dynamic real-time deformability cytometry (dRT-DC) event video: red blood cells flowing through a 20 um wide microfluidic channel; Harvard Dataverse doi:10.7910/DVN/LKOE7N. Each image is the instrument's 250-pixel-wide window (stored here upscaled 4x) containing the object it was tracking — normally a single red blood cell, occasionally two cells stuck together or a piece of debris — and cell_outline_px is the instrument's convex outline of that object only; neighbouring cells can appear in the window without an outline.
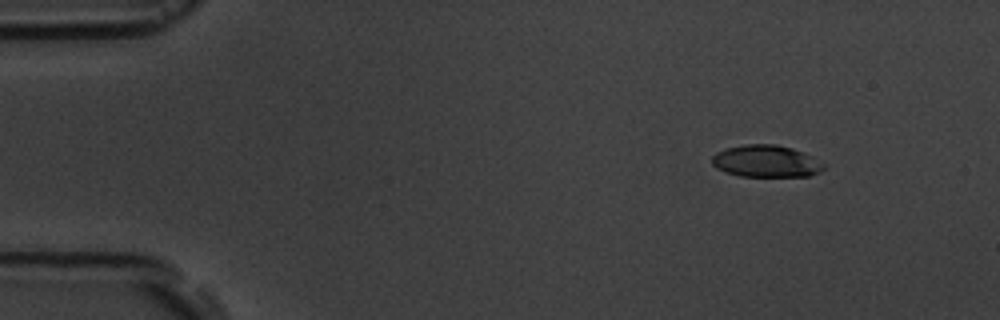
{"species": "common noctule bat (a hibernating species)", "species_latin": "Nyctalus noctula", "temperature_condition": "room temperature", "stored_images_in_passage": 3, "camera_frame_rate_fps": 3000, "um_per_image_px": 0.085, "animal": {"sex": "male", "body_mass_g": 19.5, "forearm_length_mm": 54.6}, "frame": {"image": 1, "passage_image": 1, "time_ms": 0.0, "image_size_px": [1000, 320], "cell_outline_px": [[824, 168], [820, 172], [808, 176], [740, 176], [724, 172], [716, 168], [712, 164], [712, 156], [716, 152], [724, 148], [744, 144], [776, 144], [792, 148], [804, 152], [824, 164]], "centroid_in_image_um": [65.08, 13.7], "position_along_channel_um": 19.9, "area_um2": 20.98}}